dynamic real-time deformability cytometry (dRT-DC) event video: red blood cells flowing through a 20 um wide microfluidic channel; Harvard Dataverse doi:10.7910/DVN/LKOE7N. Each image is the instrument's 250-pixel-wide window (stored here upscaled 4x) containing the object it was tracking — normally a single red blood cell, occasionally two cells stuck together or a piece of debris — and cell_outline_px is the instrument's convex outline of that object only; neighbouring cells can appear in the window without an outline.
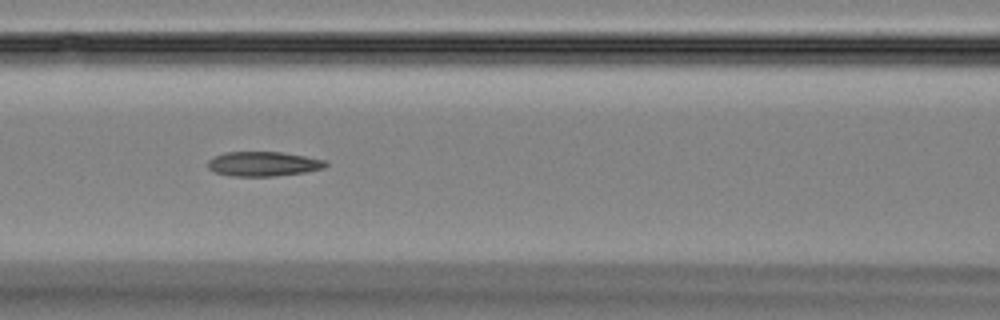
{"species": "Egyptian fruit bat (a non-hibernating species)", "species_latin": "Rousettus aegyptiacus", "temperature_condition": "room temperature", "stored_images_in_passage": 47, "camera_frame_rate_fps": 3000, "um_per_image_px": 0.085, "animal": {"sex": "female"}, "frame": {"image": 1, "passage_image": 17, "time_ms": 5.333, "image_size_px": [1000, 320], "cell_outline_px": [[328, 164], [324, 168], [304, 172], [272, 176], [232, 176], [216, 172], [208, 168], [208, 160], [224, 152], [280, 152], [304, 156], [324, 160]], "centroid_in_image_um": [22.37, 13.93], "position_along_channel_um": 144.2, "area_um2": 16.65}}
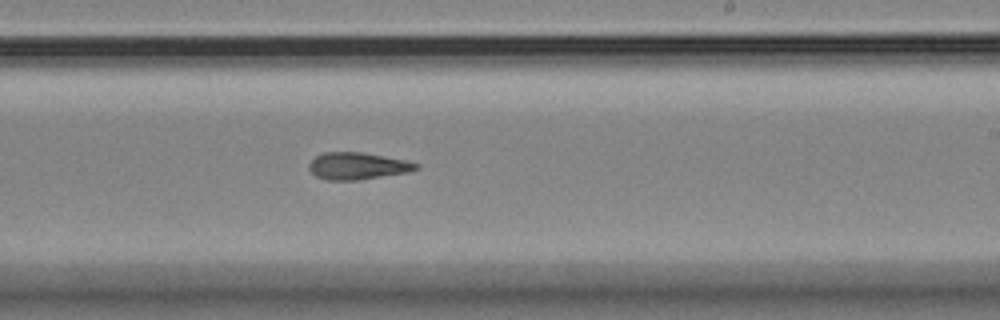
{"frame": {"image": 2, "passage_image": 26, "time_ms": 8.333, "image_size_px": [1000, 320], "cell_outline_px": [[420, 168], [408, 172], [360, 180], [328, 180], [316, 176], [308, 168], [308, 164], [316, 156], [324, 152], [360, 152], [404, 160], [420, 164]], "centroid_in_image_um": [30.39, 14.11], "position_along_channel_um": 258.6, "area_um2": 16.76}}
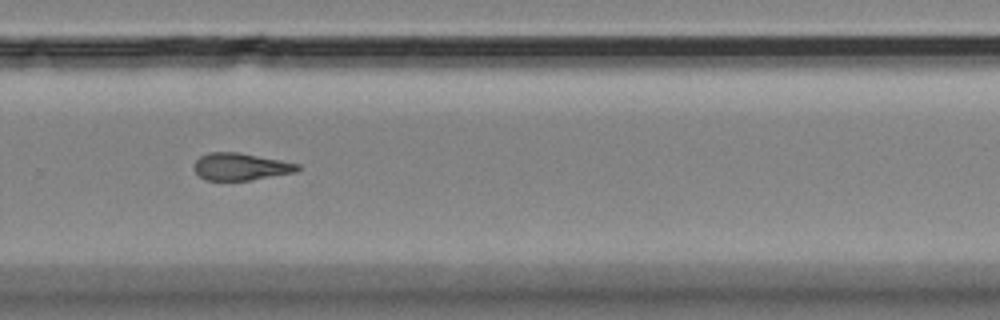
{"frame": {"image": 3, "passage_image": 30, "time_ms": 9.667, "image_size_px": [1000, 320], "cell_outline_px": [[300, 168], [296, 172], [252, 180], [204, 180], [192, 168], [192, 164], [200, 156], [208, 152], [240, 152], [300, 164]], "centroid_in_image_um": [20.43, 14.16], "position_along_channel_um": 309.4, "area_um2": 16.59}, "authors_computed_cell_mechanics": {"area_um2": 17.2244, "velocity_mm_per_s": 3.8221, "shape_relaxation_time_tau1_ms": null, "shape_relaxation_time_tau2_ms": 8.5928, "deformation_change_tau1": null, "deformation_change_tau2": 0.1822}}